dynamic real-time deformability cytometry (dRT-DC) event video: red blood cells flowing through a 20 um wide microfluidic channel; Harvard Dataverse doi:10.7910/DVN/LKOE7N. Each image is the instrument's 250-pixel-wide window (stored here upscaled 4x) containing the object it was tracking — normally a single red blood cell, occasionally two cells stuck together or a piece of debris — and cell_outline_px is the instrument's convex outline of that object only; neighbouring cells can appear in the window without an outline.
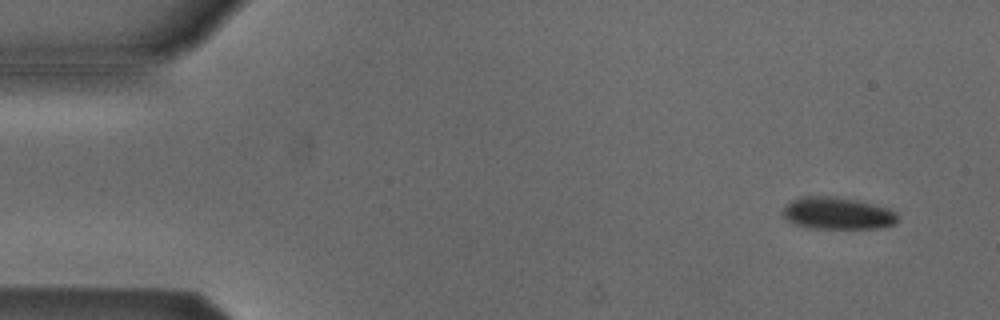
{"species": "Egyptian fruit bat (a non-hibernating species)", "species_latin": "Rousettus aegyptiacus", "temperature_condition": "cold", "stored_images_in_passage": 54, "camera_frame_rate_fps": 3000, "um_per_image_px": 0.085, "animal": {"sex": "male"}, "frame": {"image": 1, "passage_image": 4, "time_ms": 1.0, "image_size_px": [1000, 320], "cell_outline_px": [[896, 220], [892, 224], [880, 228], [808, 228], [796, 224], [788, 220], [784, 216], [784, 208], [792, 200], [804, 196], [836, 196], [856, 200], [888, 208], [896, 212]], "centroid_in_image_um": [71.18, 18.12], "position_along_channel_um": 13.8, "area_um2": 21.15}}
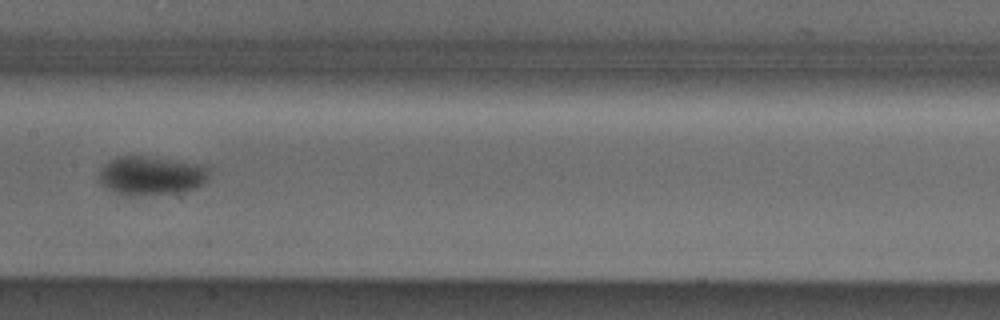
{"frame": {"image": 2, "passage_image": 27, "time_ms": 8.667, "image_size_px": [1000, 320], "cell_outline_px": [[208, 180], [204, 184], [196, 188], [176, 192], [128, 196], [116, 192], [100, 184], [100, 168], [104, 164], [116, 156], [144, 156], [204, 164], [208, 168]], "centroid_in_image_um": [12.86, 14.91], "position_along_channel_um": 194.5, "area_um2": 24.91}}
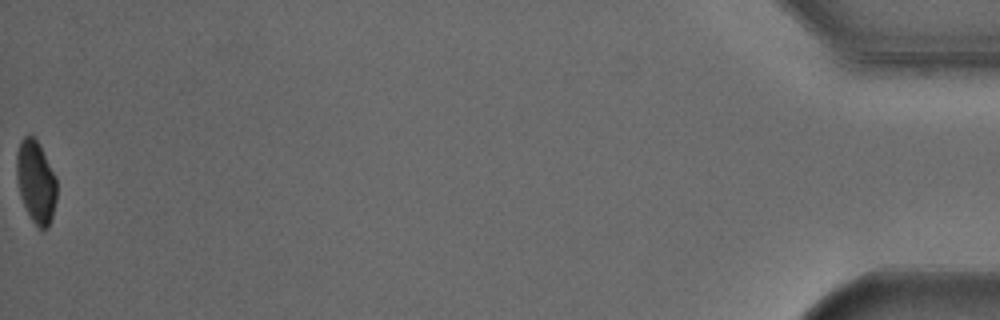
{"frame": {"image": 3, "passage_image": 54, "time_ms": 17.667, "image_size_px": [1000, 320], "cell_outline_px": [[56, 200], [52, 220], [48, 228], [40, 228], [32, 220], [20, 196], [16, 176], [16, 152], [20, 140], [24, 136], [32, 136], [36, 140], [56, 176]], "centroid_in_image_um": [3.04, 15.45], "position_along_channel_um": 432.2, "area_um2": 19.19}}